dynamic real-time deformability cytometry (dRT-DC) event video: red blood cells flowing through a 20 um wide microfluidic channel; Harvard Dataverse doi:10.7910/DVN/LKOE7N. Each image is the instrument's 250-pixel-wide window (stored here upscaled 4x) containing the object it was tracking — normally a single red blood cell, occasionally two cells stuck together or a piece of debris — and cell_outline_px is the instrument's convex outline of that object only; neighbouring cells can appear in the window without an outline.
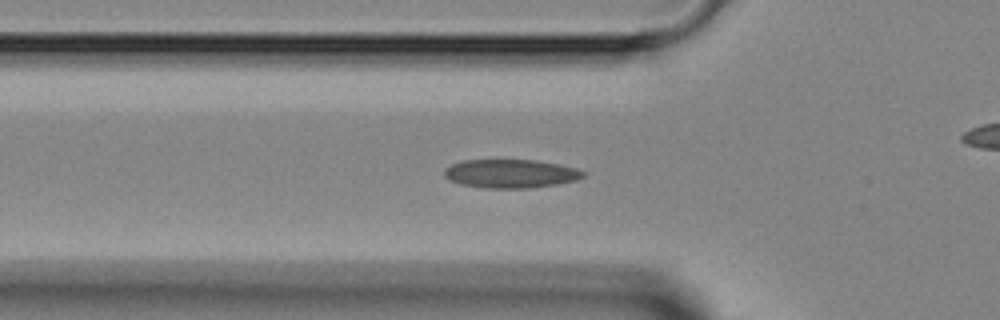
{"species": "Egyptian fruit bat (a non-hibernating species)", "species_latin": "Rousettus aegyptiacus", "temperature_condition": "room temperature", "stored_images_in_passage": 35, "camera_frame_rate_fps": 3000, "um_per_image_px": 0.085, "animal": {"sex": "female"}, "frame": {"image": 1, "passage_image": 7, "time_ms": 2.0, "image_size_px": [1000, 320], "cell_outline_px": [[584, 176], [576, 180], [556, 184], [532, 188], [484, 188], [460, 184], [448, 180], [444, 176], [444, 168], [452, 164], [464, 160], [536, 160], [576, 168], [584, 172]], "centroid_in_image_um": [43.36, 14.76], "position_along_channel_um": 82.4, "area_um2": 23.12}}
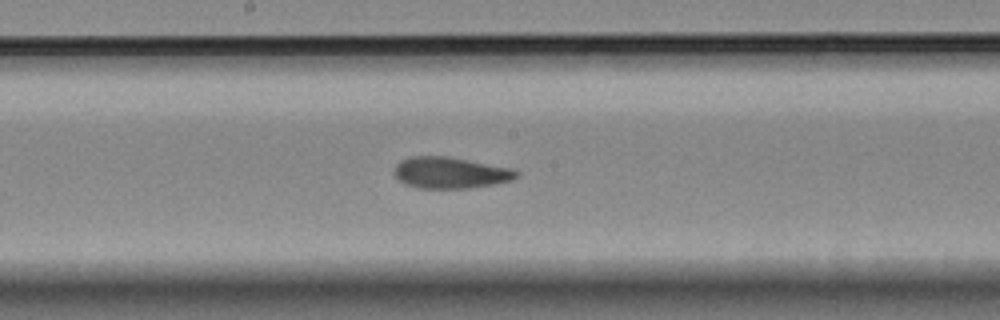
{"frame": {"image": 2, "passage_image": 16, "time_ms": 5.0, "image_size_px": [1000, 320], "cell_outline_px": [[520, 176], [512, 180], [472, 188], [416, 188], [404, 184], [392, 172], [396, 164], [400, 160], [408, 156], [448, 156], [512, 168], [520, 172]], "centroid_in_image_um": [38.27, 14.67], "position_along_channel_um": 209.9, "area_um2": 22.6}}
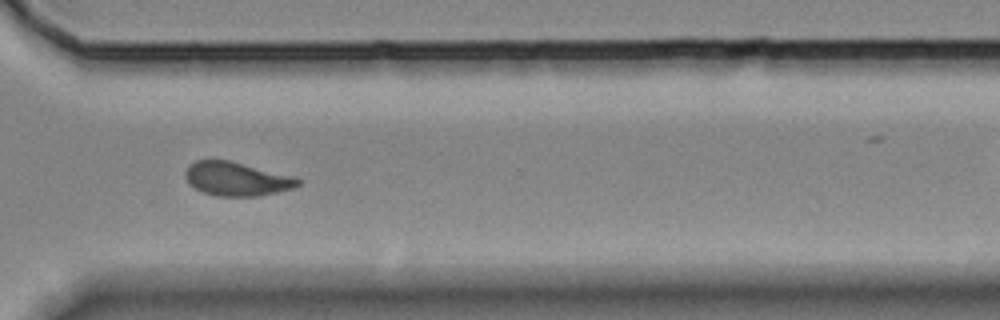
{"frame": {"image": 3, "passage_image": 26, "time_ms": 8.333, "image_size_px": [1000, 320], "cell_outline_px": [[300, 184], [292, 188], [276, 192], [256, 196], [216, 196], [204, 192], [188, 184], [184, 176], [184, 172], [188, 164], [196, 160], [228, 160], [296, 176], [300, 180]], "centroid_in_image_um": [20.09, 15.19], "position_along_channel_um": 350.5, "area_um2": 22.25}}